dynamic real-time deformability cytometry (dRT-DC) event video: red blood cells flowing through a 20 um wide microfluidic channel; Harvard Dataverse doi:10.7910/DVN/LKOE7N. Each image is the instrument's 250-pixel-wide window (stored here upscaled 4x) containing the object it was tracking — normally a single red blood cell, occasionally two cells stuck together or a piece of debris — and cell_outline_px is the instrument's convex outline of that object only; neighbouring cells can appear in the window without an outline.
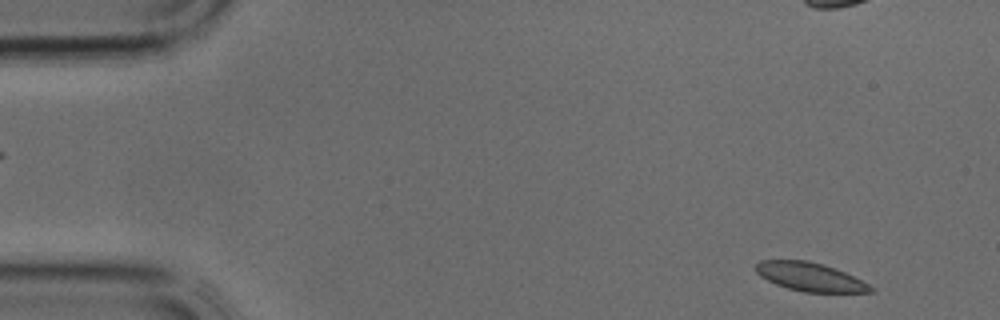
{"species": "common noctule bat (a hibernating species)", "species_latin": "Nyctalus noctula", "temperature_condition": "cold", "stored_images_in_passage": 38, "camera_frame_rate_fps": 3000, "um_per_image_px": 0.085, "animal": {"sex": "male", "body_mass_g": 17.9, "forearm_length_mm": 54.2}, "frame": {"image": 1, "passage_image": 1, "time_ms": 0.0, "image_size_px": [1000, 320], "cell_outline_px": [[876, 292], [804, 292], [788, 288], [776, 284], [760, 276], [756, 272], [756, 264], [760, 260], [808, 260], [844, 272], [876, 288]], "centroid_in_image_um": [68.85, 23.54], "position_along_channel_um": 16.2, "area_um2": 18.84}}